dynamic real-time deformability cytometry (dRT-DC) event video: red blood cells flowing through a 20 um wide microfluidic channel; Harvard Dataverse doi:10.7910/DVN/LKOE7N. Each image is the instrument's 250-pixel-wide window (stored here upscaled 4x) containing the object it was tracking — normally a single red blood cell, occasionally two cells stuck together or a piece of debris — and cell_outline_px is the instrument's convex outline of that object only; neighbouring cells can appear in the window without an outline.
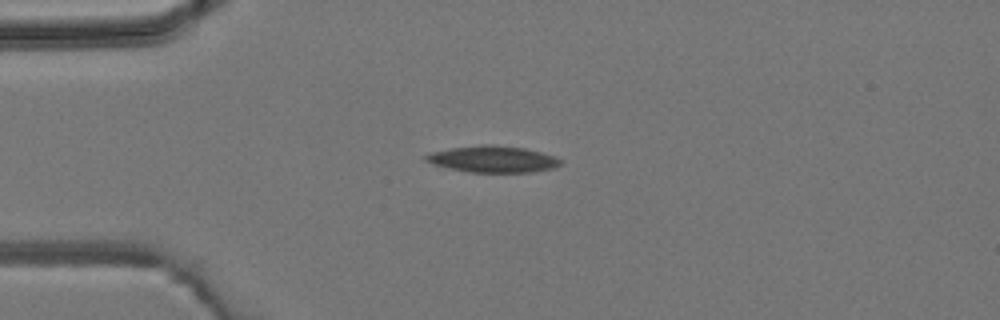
{"species": "common noctule bat (a hibernating species)", "species_latin": "Nyctalus noctula", "temperature_condition": "room temperature", "stored_images_in_passage": 6, "camera_frame_rate_fps": 3000, "um_per_image_px": 0.085, "animal": {"sex": "male", "body_mass_g": 19.2, "forearm_length_mm": 51.8}, "frame": {"image": 1, "passage_image": 1, "time_ms": 0.0, "image_size_px": [1000, 320], "cell_outline_px": [[560, 164], [552, 168], [532, 172], [468, 172], [432, 164], [424, 160], [424, 156], [428, 152], [452, 148], [480, 144], [496, 144], [524, 148], [556, 156], [560, 160]], "centroid_in_image_um": [41.85, 13.51], "position_along_channel_um": 43.2, "area_um2": 20.87}}
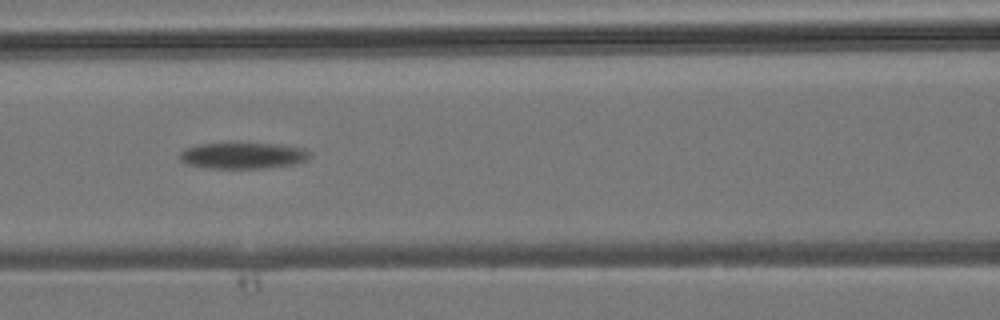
{"frame": {"image": 2, "passage_image": 4, "time_ms": 3.333, "image_size_px": [1000, 320], "cell_outline_px": [[312, 156], [304, 160], [292, 164], [264, 168], [208, 168], [188, 164], [180, 160], [180, 152], [184, 148], [200, 144], [232, 140], [244, 140], [280, 144], [304, 148], [312, 152]], "centroid_in_image_um": [20.64, 13.15], "position_along_channel_um": 146.0, "area_um2": 20.98}}
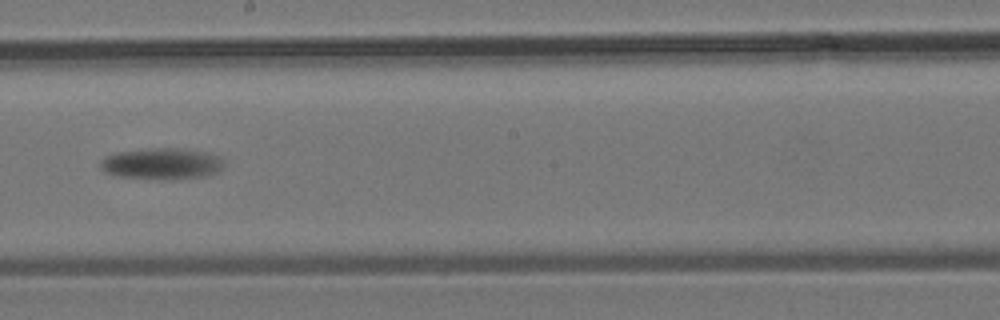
{"frame": {"image": 3, "passage_image": 6, "time_ms": 5.667, "image_size_px": [1000, 320], "cell_outline_px": [[224, 164], [216, 172], [208, 176], [180, 180], [160, 180], [116, 176], [104, 172], [100, 168], [100, 160], [104, 156], [116, 152], [148, 148], [172, 148], [204, 152], [216, 156], [224, 160]], "centroid_in_image_um": [13.69, 13.94], "position_along_channel_um": 234.5, "area_um2": 22.95}}